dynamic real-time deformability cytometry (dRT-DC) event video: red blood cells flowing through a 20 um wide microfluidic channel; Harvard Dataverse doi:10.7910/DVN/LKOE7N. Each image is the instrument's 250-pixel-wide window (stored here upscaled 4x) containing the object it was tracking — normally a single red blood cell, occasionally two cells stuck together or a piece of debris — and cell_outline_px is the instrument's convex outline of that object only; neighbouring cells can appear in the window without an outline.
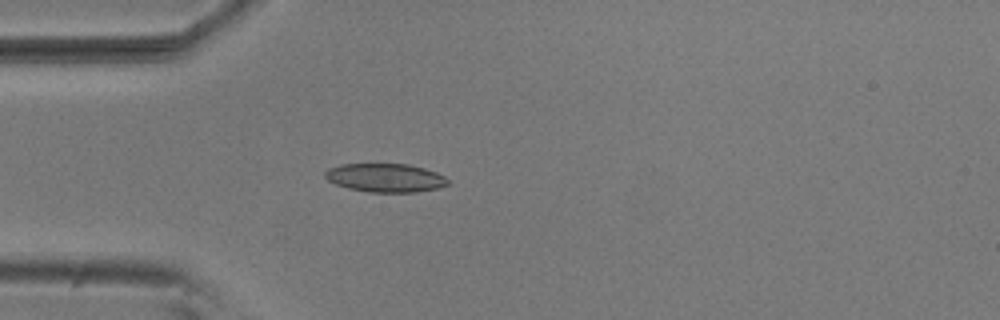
{"species": "common noctule bat (a hibernating species)", "species_latin": "Nyctalus noctula", "temperature_condition": "room temperature", "stored_images_in_passage": 40, "camera_frame_rate_fps": 3000, "um_per_image_px": 0.085, "animal": {"sex": "male", "body_mass_g": 20.5, "forearm_length_mm": 52.5}, "frame": {"image": 1, "passage_image": 1, "time_ms": 0.0, "image_size_px": [1000, 320], "cell_outline_px": [[448, 184], [436, 188], [416, 192], [368, 192], [348, 188], [336, 184], [328, 180], [324, 176], [324, 172], [328, 168], [340, 164], [408, 164], [424, 168], [436, 172], [444, 176], [448, 180]], "centroid_in_image_um": [32.72, 15.11], "position_along_channel_um": 52.3, "area_um2": 20.4}}
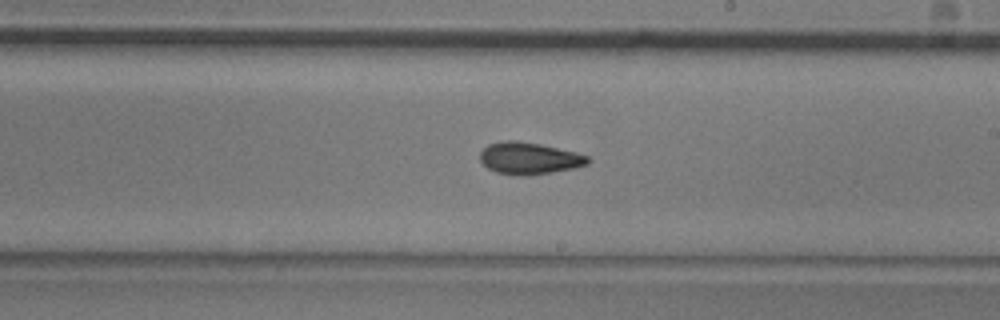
{"frame": {"image": 2, "passage_image": 17, "time_ms": 5.333, "image_size_px": [1000, 320], "cell_outline_px": [[592, 160], [588, 164], [572, 168], [552, 172], [528, 176], [524, 176], [496, 172], [488, 168], [480, 160], [480, 152], [488, 144], [504, 140], [516, 140], [540, 144], [576, 152], [588, 156]], "centroid_in_image_um": [44.98, 13.45], "position_along_channel_um": 244.0, "area_um2": 20.06}}
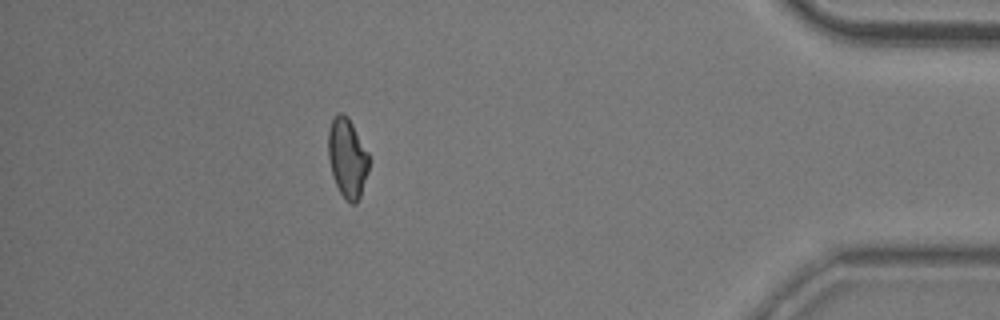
{"frame": {"image": 3, "passage_image": 34, "time_ms": 11.0, "image_size_px": [1000, 320], "cell_outline_px": [[368, 172], [360, 196], [356, 204], [352, 204], [340, 192], [332, 176], [328, 160], [328, 132], [332, 120], [340, 112], [344, 112], [348, 116], [368, 152]], "centroid_in_image_um": [29.51, 13.41], "position_along_channel_um": 405.7, "area_um2": 18.73}, "authors_computed_cell_mechanics": {"area_um2": 19.1896, "velocity_mm_per_s": 3.7146, "shape_relaxation_time_tau1_ms": 5.8692, "shape_relaxation_time_tau2_ms": 1.782, "deformation_change_tau1": 0.1315, "deformation_change_tau2": 0.0656}}